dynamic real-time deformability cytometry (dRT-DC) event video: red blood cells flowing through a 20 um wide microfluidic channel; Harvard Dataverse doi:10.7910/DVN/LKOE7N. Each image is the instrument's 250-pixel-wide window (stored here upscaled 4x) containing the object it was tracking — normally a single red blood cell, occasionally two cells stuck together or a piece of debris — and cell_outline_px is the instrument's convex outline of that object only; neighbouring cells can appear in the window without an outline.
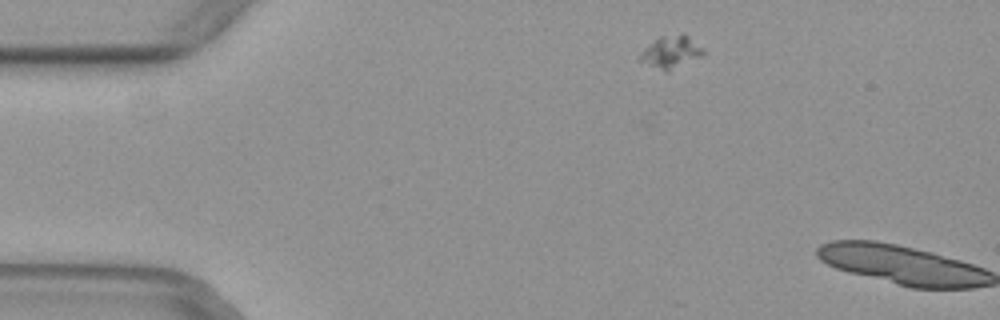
{"species": "common noctule bat (a hibernating species)", "species_latin": "Nyctalus noctula", "temperature_condition": "warm", "stored_images_in_passage": 3, "camera_frame_rate_fps": 3000, "um_per_image_px": 0.085, "animal": {"sex": "female", "body_mass_g": 29.2, "forearm_length_mm": 56.3}, "frame": {"image": 1, "passage_image": 2, "time_ms": 0.333, "image_size_px": [1000, 320], "cell_outline_px": [[704, 52], [700, 56], [668, 72], [664, 72], [636, 60], [640, 52], [648, 44], [660, 36], [684, 32], [704, 48]], "centroid_in_image_um": [56.98, 4.41], "position_along_channel_um": 28.0, "area_um2": 12.25}}